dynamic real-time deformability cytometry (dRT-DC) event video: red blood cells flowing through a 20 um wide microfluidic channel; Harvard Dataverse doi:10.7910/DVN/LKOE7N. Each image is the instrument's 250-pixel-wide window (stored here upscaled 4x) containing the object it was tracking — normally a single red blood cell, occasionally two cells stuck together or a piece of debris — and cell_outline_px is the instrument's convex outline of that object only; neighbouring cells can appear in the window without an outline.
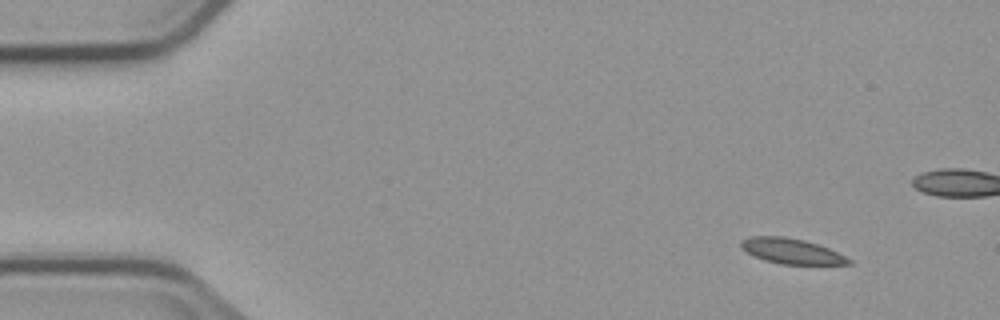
{"species": "common noctule bat (a hibernating species)", "species_latin": "Nyctalus noctula", "temperature_condition": "cold", "stored_images_in_passage": 4, "camera_frame_rate_fps": 3000, "um_per_image_px": 0.085, "animal": {"sex": "male", "body_mass_g": 23.1, "forearm_length_mm": 52.7}, "frame": {"image": 1, "passage_image": 1, "time_ms": 0.0, "image_size_px": [1000, 320], "cell_outline_px": [[852, 264], [780, 264], [764, 260], [740, 248], [740, 240], [752, 236], [784, 236], [804, 240], [828, 248], [852, 260]], "centroid_in_image_um": [67.25, 21.34], "position_along_channel_um": 17.8, "area_um2": 15.72}}